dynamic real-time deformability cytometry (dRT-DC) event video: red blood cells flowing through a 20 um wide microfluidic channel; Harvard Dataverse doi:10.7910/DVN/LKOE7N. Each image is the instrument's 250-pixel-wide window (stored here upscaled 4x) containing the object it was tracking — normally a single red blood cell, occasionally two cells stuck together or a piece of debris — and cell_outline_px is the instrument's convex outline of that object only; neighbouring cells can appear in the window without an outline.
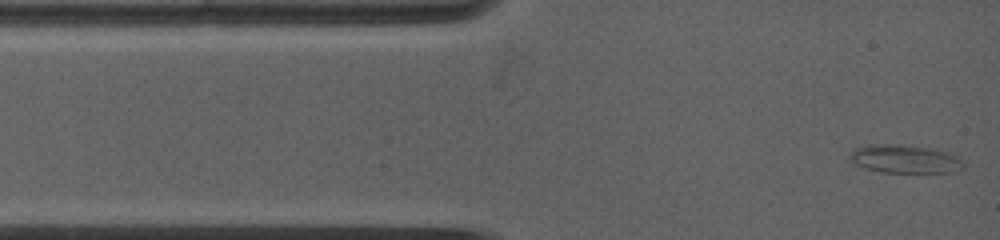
{"species": "common noctule bat (a hibernating species)", "species_latin": "Nyctalus noctula", "temperature_condition": "warm", "stored_images_in_passage": 40, "camera_frame_rate_fps": 5000, "um_per_image_px": 0.085, "animal": {"sex": "female", "body_mass_g": 19.0, "forearm_length_mm": 53.3}, "frame": {"image": 1, "passage_image": 1, "time_ms": 0.0, "image_size_px": [1000, 240], "cell_outline_px": [[964, 168], [952, 172], [880, 172], [864, 168], [856, 164], [848, 156], [856, 148], [872, 144], [900, 144], [932, 148], [956, 156], [964, 164]], "centroid_in_image_um": [76.9, 13.51], "position_along_channel_um": 8.1, "area_um2": 18.55}}
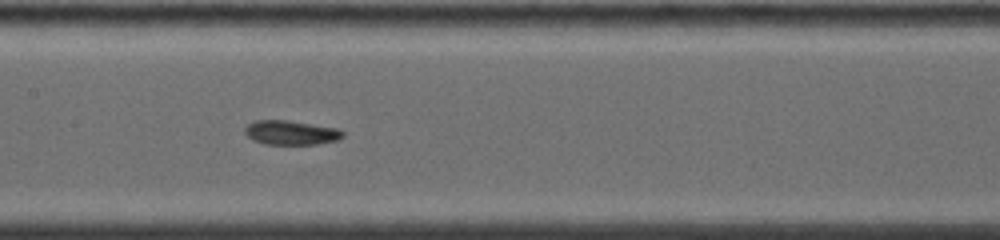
{"frame": {"image": 2, "passage_image": 12, "time_ms": 5.6, "image_size_px": [1000, 240], "cell_outline_px": [[344, 136], [340, 140], [316, 144], [264, 144], [252, 140], [244, 132], [244, 128], [248, 124], [256, 120], [288, 120], [340, 128], [344, 132]], "centroid_in_image_um": [24.77, 11.27], "position_along_channel_um": 182.6, "area_um2": 14.1}}
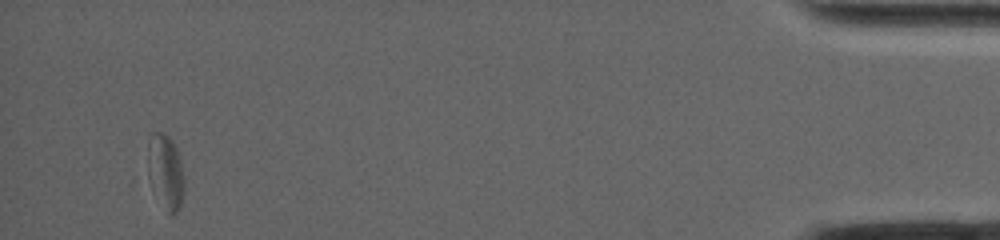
{"frame": {"image": 3, "passage_image": 34, "time_ms": 14.6, "image_size_px": [1000, 240], "cell_outline_px": [[184, 192], [180, 204], [176, 212], [172, 216], [168, 216], [152, 192], [148, 176], [148, 140], [152, 132], [160, 132], [168, 136], [172, 140], [176, 148], [180, 160], [184, 176]], "centroid_in_image_um": [14.05, 14.65], "position_along_channel_um": 421.1, "area_um2": 16.3}, "authors_computed_cell_mechanics": {"area_um2": 14.7968, "velocity_mm_per_s": 3.9178, "shape_relaxation_time_tau1_ms": 8.8796, "shape_relaxation_time_tau2_ms": 4.1104, "deformation_change_tau1": 0.189, "deformation_change_tau2": 0.0913}}